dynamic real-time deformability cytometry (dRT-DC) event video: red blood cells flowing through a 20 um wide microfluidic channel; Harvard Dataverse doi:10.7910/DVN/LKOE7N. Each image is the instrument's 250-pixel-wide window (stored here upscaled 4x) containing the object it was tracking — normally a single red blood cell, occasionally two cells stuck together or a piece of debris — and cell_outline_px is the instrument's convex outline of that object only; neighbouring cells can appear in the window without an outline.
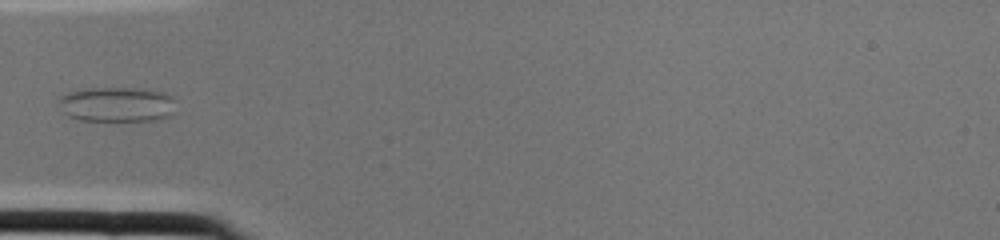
{"species": "common noctule bat (a hibernating species)", "species_latin": "Nyctalus noctula", "temperature_condition": "cold", "stored_images_in_passage": 2, "camera_frame_rate_fps": 3000, "um_per_image_px": 0.085, "animal": {"sex": "female", "body_mass_g": 22.0, "forearm_length_mm": 56.7}, "frame": {"image": 1, "passage_image": 2, "time_ms": 0.333, "image_size_px": [1000, 240], "cell_outline_px": [[176, 112], [160, 120], [80, 120], [68, 116], [64, 112], [60, 100], [60, 96], [68, 92], [84, 88], [132, 88], [164, 92], [172, 96]], "centroid_in_image_um": [9.98, 8.87], "position_along_channel_um": 75.0, "area_um2": 23.76}}